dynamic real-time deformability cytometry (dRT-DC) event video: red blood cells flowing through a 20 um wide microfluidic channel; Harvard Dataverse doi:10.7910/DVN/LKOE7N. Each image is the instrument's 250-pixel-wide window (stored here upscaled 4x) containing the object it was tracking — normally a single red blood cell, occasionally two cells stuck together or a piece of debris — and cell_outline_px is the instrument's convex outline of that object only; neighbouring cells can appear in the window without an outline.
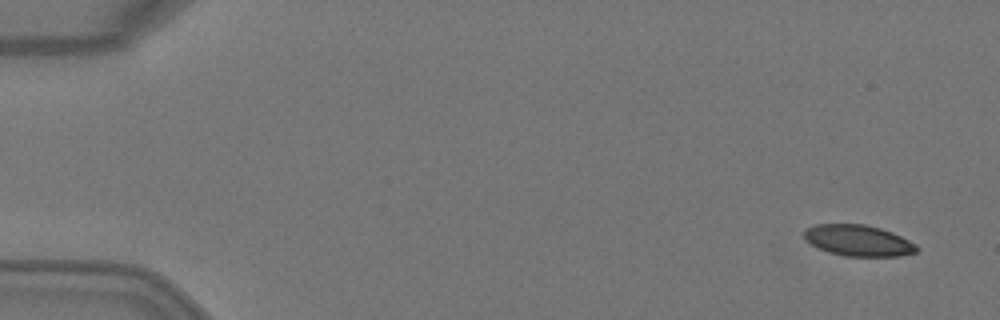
{"species": "Egyptian fruit bat (a non-hibernating species)", "species_latin": "Rousettus aegyptiacus", "temperature_condition": "warm", "stored_images_in_passage": 6, "camera_frame_rate_fps": 3000, "um_per_image_px": 0.085, "animal": {"sex": "female"}, "frame": {"image": 1, "passage_image": 1, "time_ms": 0.0, "image_size_px": [1000, 320], "cell_outline_px": [[920, 248], [916, 252], [900, 256], [844, 256], [828, 252], [804, 240], [804, 228], [816, 224], [864, 224], [880, 228], [892, 232], [916, 244]], "centroid_in_image_um": [72.94, 20.44], "position_along_channel_um": 12.1, "area_um2": 20.46}}
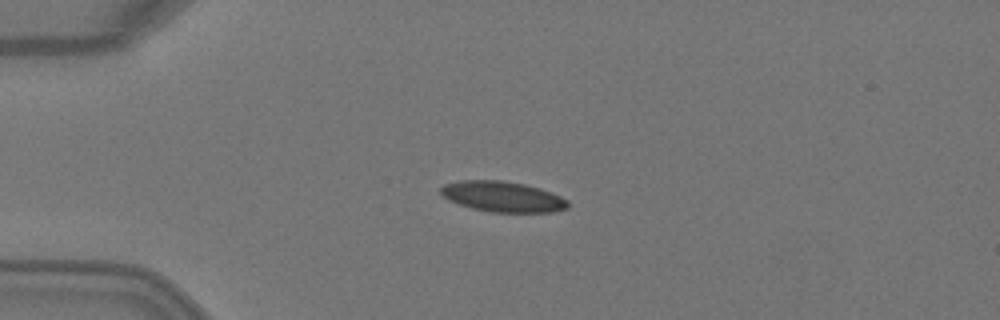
{"frame": {"image": 2, "passage_image": 4, "time_ms": 1.0, "image_size_px": [1000, 320], "cell_outline_px": [[568, 208], [552, 212], [492, 212], [472, 208], [448, 200], [440, 192], [440, 188], [444, 184], [460, 180], [504, 180], [524, 184], [540, 188], [552, 192], [568, 200]], "centroid_in_image_um": [42.73, 16.7], "position_along_channel_um": 42.3, "area_um2": 22.66}}
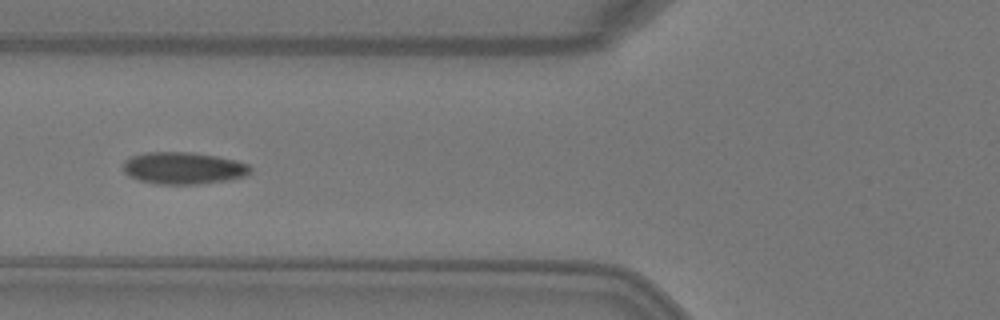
{"frame": {"image": 3, "passage_image": 6, "time_ms": 1.667, "image_size_px": [1000, 320], "cell_outline_px": [[252, 172], [248, 176], [228, 180], [196, 184], [156, 184], [140, 180], [128, 176], [124, 172], [124, 160], [132, 156], [144, 152], [192, 152], [216, 156], [236, 160], [248, 164], [252, 168]], "centroid_in_image_um": [15.62, 14.29], "position_along_channel_um": 110.2, "area_um2": 23.93}}